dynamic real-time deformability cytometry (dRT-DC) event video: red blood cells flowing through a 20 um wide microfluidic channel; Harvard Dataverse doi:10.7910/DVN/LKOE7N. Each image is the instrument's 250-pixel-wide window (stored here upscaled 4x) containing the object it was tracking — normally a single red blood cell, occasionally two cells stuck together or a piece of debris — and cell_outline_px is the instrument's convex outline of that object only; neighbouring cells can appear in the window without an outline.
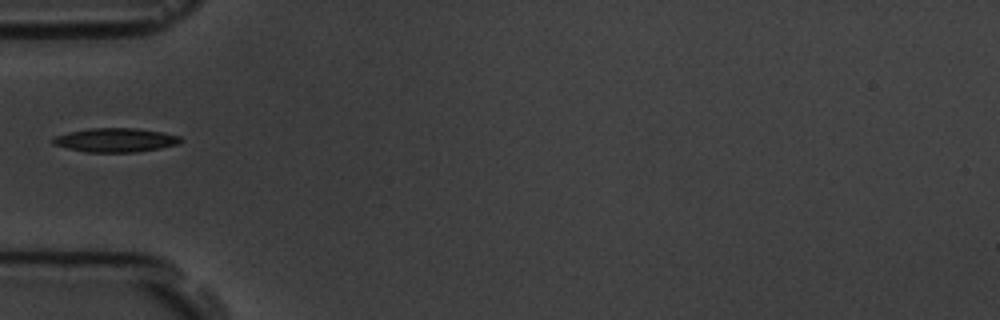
{"species": "common noctule bat (a hibernating species)", "species_latin": "Nyctalus noctula", "temperature_condition": "room temperature", "stored_images_in_passage": 11, "camera_frame_rate_fps": 3000, "um_per_image_px": 0.085, "animal": {"sex": "male", "body_mass_g": 19.5, "forearm_length_mm": 54.6}, "frame": {"image": 1, "passage_image": 1, "time_ms": 0.0, "image_size_px": [1000, 320], "cell_outline_px": [[184, 140], [180, 144], [160, 148], [136, 152], [84, 152], [52, 144], [52, 136], [68, 132], [88, 128], [136, 128], [160, 132], [180, 136]], "centroid_in_image_um": [9.8, 11.9], "position_along_channel_um": 75.2, "area_um2": 17.98}}
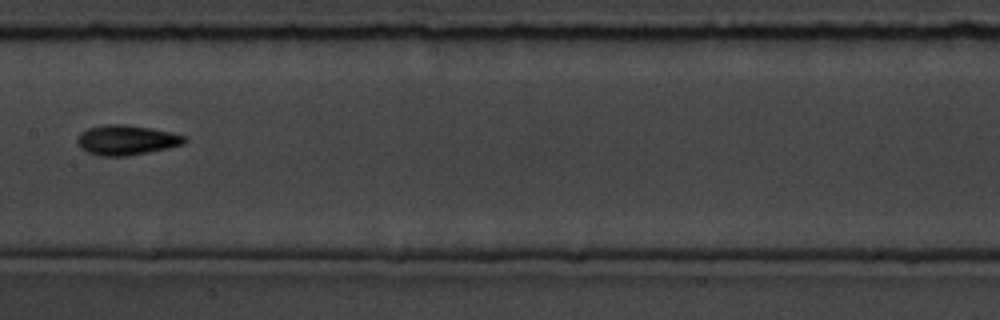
{"frame": {"image": 2, "passage_image": 4, "time_ms": 3.333, "image_size_px": [1000, 320], "cell_outline_px": [[188, 140], [184, 144], [168, 148], [128, 156], [100, 156], [88, 152], [80, 148], [76, 140], [76, 136], [80, 132], [88, 128], [104, 124], [124, 124], [148, 128], [168, 132], [184, 136]], "centroid_in_image_um": [10.7, 11.91], "position_along_channel_um": 196.7, "area_um2": 18.67}}
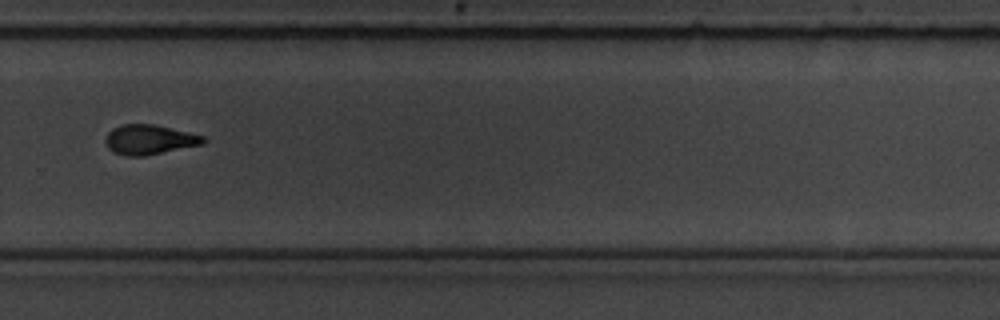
{"frame": {"image": 3, "passage_image": 7, "time_ms": 6.667, "image_size_px": [1000, 320], "cell_outline_px": [[208, 140], [204, 144], [144, 156], [128, 156], [112, 152], [108, 148], [104, 140], [108, 132], [112, 128], [120, 124], [152, 124], [188, 132], [204, 136]], "centroid_in_image_um": [12.68, 11.87], "position_along_channel_um": 317.1, "area_um2": 17.05}}